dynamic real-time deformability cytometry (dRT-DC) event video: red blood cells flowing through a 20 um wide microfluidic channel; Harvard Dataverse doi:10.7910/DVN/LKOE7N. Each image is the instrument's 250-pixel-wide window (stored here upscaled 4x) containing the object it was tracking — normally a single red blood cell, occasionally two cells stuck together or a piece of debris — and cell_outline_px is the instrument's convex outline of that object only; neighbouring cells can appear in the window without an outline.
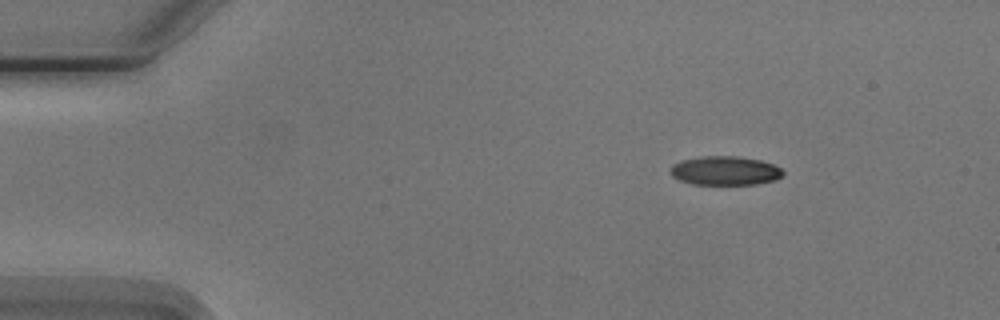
{"species": "Egyptian fruit bat (a non-hibernating species)", "species_latin": "Rousettus aegyptiacus", "temperature_condition": "cold", "stored_images_in_passage": 14, "camera_frame_rate_fps": 3000, "um_per_image_px": 0.085, "animal": {"sex": "male"}, "frame": {"image": 1, "passage_image": 2, "time_ms": 1.333, "image_size_px": [1000, 320], "cell_outline_px": [[784, 172], [776, 180], [756, 184], [692, 184], [680, 180], [672, 176], [668, 172], [672, 164], [680, 160], [700, 156], [736, 156], [760, 160], [772, 164], [780, 168]], "centroid_in_image_um": [61.57, 14.5], "position_along_channel_um": 23.4, "area_um2": 19.07}}
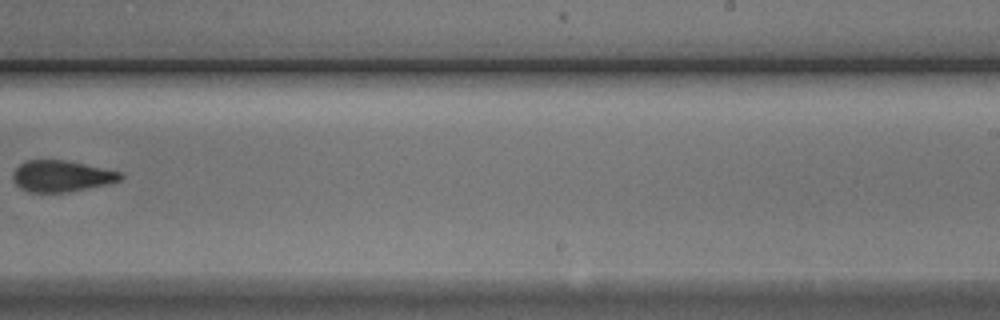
{"frame": {"image": 2, "passage_image": 9, "time_ms": 10.333, "image_size_px": [1000, 320], "cell_outline_px": [[124, 176], [120, 180], [108, 184], [64, 192], [28, 192], [20, 188], [16, 184], [12, 176], [12, 172], [20, 164], [28, 160], [64, 160], [120, 172]], "centroid_in_image_um": [5.19, 14.97], "position_along_channel_um": 283.8, "area_um2": 19.31}}
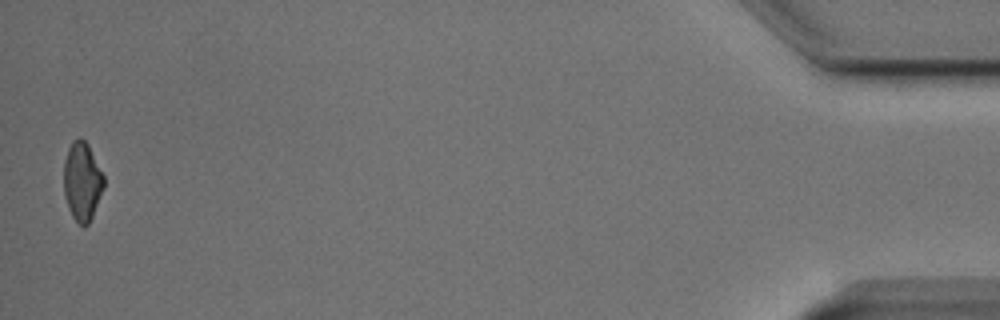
{"frame": {"image": 3, "passage_image": 14, "time_ms": 16.667, "image_size_px": [1000, 320], "cell_outline_px": [[104, 188], [92, 216], [88, 224], [84, 228], [72, 216], [68, 208], [64, 192], [64, 160], [68, 148], [72, 140], [80, 136], [88, 144], [104, 176]], "centroid_in_image_um": [6.98, 15.4], "position_along_channel_um": 428.2, "area_um2": 18.38}, "authors_computed_cell_mechanics": {"area_um2": 19.4786, "velocity_mm_per_s": 3.7743, "shape_relaxation_time_tau1_ms": 2.0683, "shape_relaxation_time_tau2_ms": 2.0975, "deformation_change_tau1": 0.1243, "deformation_change_tau2": 0.0945}}